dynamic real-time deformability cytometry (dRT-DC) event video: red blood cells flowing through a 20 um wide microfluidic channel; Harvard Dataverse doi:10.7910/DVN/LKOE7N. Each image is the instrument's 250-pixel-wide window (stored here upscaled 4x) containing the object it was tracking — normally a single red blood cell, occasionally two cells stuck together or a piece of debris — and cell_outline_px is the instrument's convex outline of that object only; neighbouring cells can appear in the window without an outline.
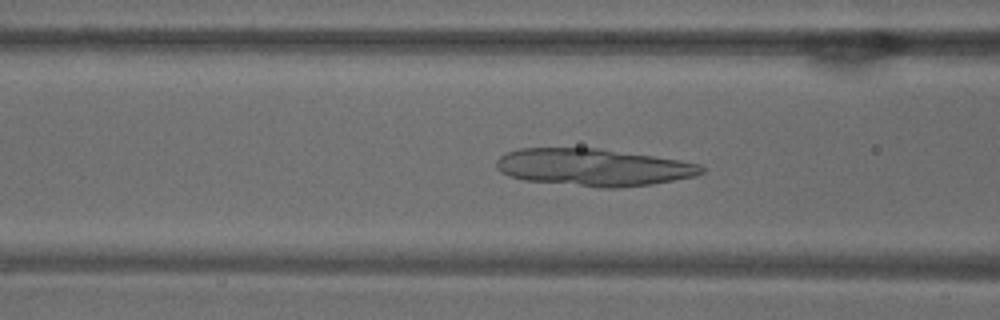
{"species": "common noctule bat (a hibernating species)", "species_latin": "Nyctalus noctula", "temperature_condition": "warm", "stored_images_in_passage": 53, "camera_frame_rate_fps": 3000, "um_per_image_px": 0.085, "animal": {"sex": "male", "body_mass_g": 18.8}, "frame": {"image": 1, "passage_image": 21, "time_ms": 6.667, "image_size_px": [1000, 320], "cell_outline_px": [[704, 172], [696, 176], [652, 184], [620, 188], [600, 188], [524, 180], [508, 176], [500, 172], [496, 168], [496, 160], [500, 156], [508, 152], [520, 148], [596, 148], [652, 156], [700, 164], [704, 168]], "centroid_in_image_um": [50.4, 14.23], "position_along_channel_um": 116.2, "area_um2": 44.51}}
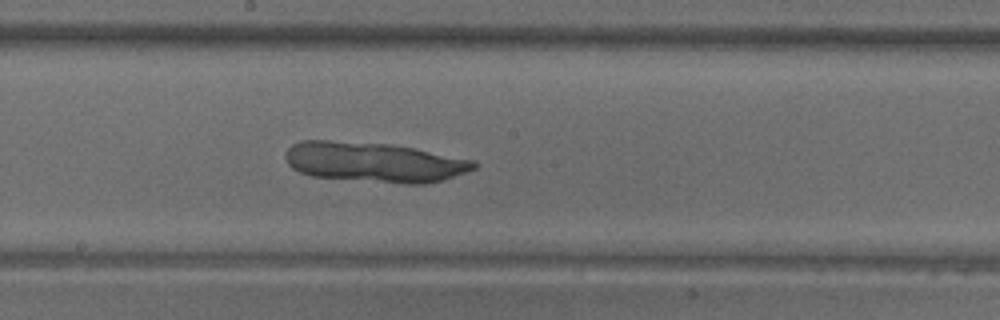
{"frame": {"image": 2, "passage_image": 29, "time_ms": 9.333, "image_size_px": [1000, 320], "cell_outline_px": [[476, 168], [440, 180], [424, 184], [404, 184], [312, 176], [300, 172], [292, 168], [288, 164], [284, 156], [288, 148], [292, 144], [304, 140], [328, 140], [392, 144], [476, 160]], "centroid_in_image_um": [31.77, 13.77], "position_along_channel_um": 216.4, "area_um2": 43.75}}
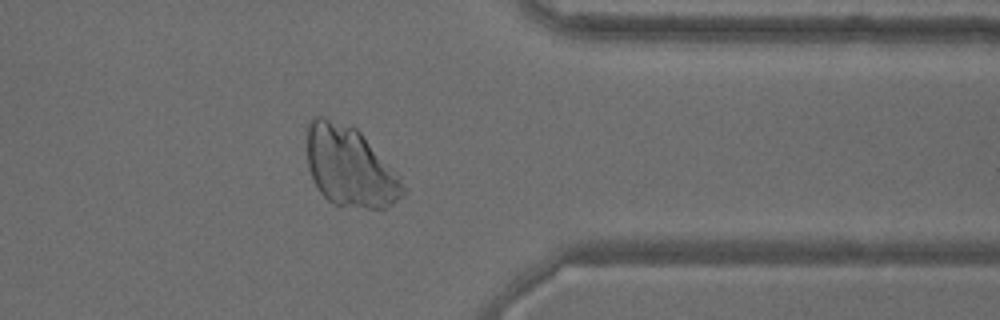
{"frame": {"image": 3, "passage_image": 43, "time_ms": 14.0, "image_size_px": [1000, 320], "cell_outline_px": [[408, 192], [404, 196], [392, 204], [384, 208], [364, 208], [336, 204], [328, 200], [316, 188], [308, 168], [304, 132], [308, 120], [312, 116], [324, 116], [356, 128], [360, 132], [400, 176]], "centroid_in_image_um": [29.7, 14.14], "position_along_channel_um": 381.7, "area_um2": 45.49}}